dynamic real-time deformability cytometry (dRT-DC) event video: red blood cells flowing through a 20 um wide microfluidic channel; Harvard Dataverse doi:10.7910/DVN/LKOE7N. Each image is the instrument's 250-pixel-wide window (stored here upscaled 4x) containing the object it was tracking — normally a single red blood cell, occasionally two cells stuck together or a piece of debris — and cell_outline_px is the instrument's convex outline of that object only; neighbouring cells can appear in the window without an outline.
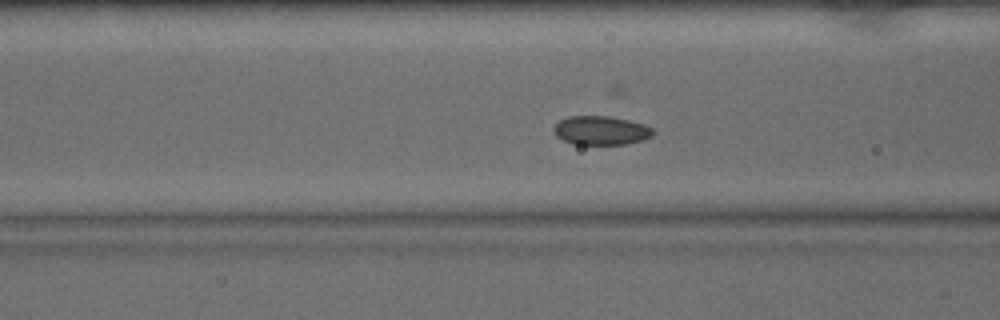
{"species": "common noctule bat (a hibernating species)", "species_latin": "Nyctalus noctula", "temperature_condition": "warm", "stored_images_in_passage": 40, "camera_frame_rate_fps": 3000, "um_per_image_px": 0.085, "animal": {"sex": "male", "body_mass_g": 15.6}, "frame": {"image": 1, "passage_image": 20, "time_ms": 6.333, "image_size_px": [1000, 320], "cell_outline_px": [[652, 136], [640, 140], [624, 144], [572, 144], [556, 136], [552, 132], [552, 128], [560, 120], [568, 116], [608, 116], [628, 120], [644, 124], [652, 128]], "centroid_in_image_um": [51.02, 11.08], "position_along_channel_um": 115.6, "area_um2": 16.59}}
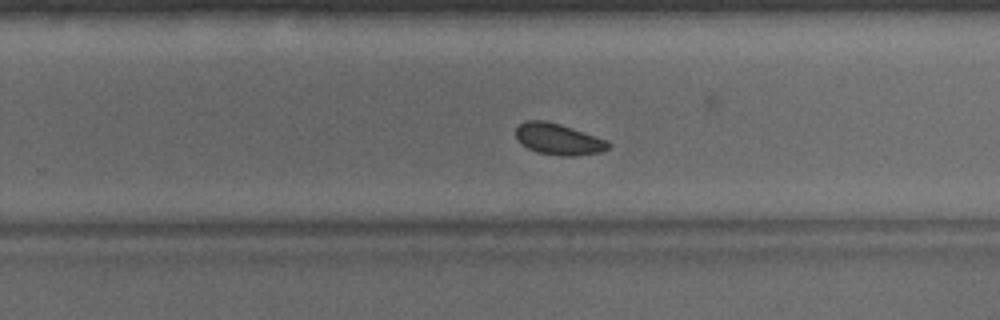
{"frame": {"image": 2, "passage_image": 33, "time_ms": 10.667, "image_size_px": [1000, 320], "cell_outline_px": [[612, 144], [608, 148], [600, 152], [576, 156], [560, 156], [536, 152], [520, 144], [516, 140], [516, 128], [524, 120], [544, 120], [560, 124], [608, 140]], "centroid_in_image_um": [47.45, 11.83], "position_along_channel_um": 282.4, "area_um2": 17.05}}
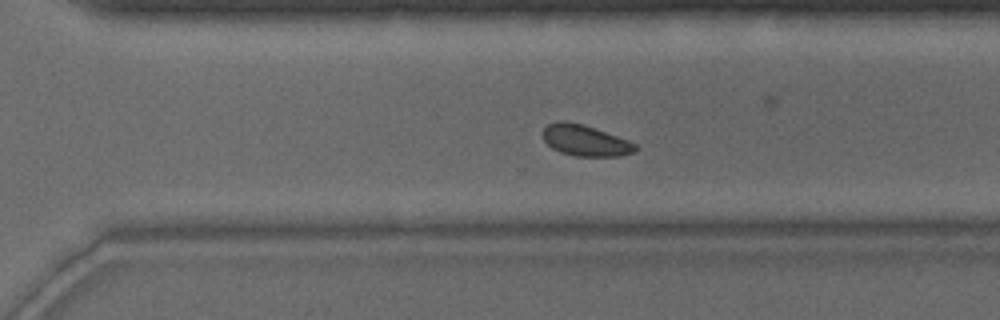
{"frame": {"image": 3, "passage_image": 36, "time_ms": 11.667, "image_size_px": [1000, 320], "cell_outline_px": [[640, 148], [636, 152], [620, 156], [576, 156], [560, 152], [552, 148], [544, 140], [544, 128], [548, 124], [560, 120], [564, 120], [584, 124], [628, 140], [636, 144]], "centroid_in_image_um": [49.79, 11.94], "position_along_channel_um": 320.8, "area_um2": 16.82}, "authors_computed_cell_mechanics": {"area_um2": 17.1088, "velocity_mm_per_s": 3.854, "shape_relaxation_time_tau1_ms": null, "shape_relaxation_time_tau2_ms": 3.88, "deformation_change_tau1": null, "deformation_change_tau2": 0.0642}}